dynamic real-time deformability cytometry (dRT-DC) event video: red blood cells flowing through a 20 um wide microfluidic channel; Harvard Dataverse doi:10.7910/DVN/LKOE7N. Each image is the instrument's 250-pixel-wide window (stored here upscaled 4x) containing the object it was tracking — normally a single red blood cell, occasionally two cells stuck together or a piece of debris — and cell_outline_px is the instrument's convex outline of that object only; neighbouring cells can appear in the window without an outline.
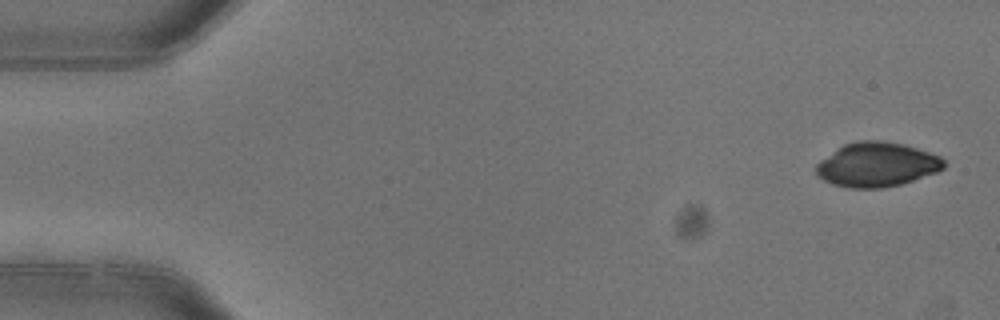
{"species": "common noctule bat (a hibernating species)", "species_latin": "Nyctalus noctula", "temperature_condition": "warm", "stored_images_in_passage": 4, "camera_frame_rate_fps": 3000, "um_per_image_px": 0.085, "animal": {"sex": "female"}, "frame": {"image": 1, "passage_image": 1, "time_ms": 0.0, "image_size_px": [1000, 320], "cell_outline_px": [[944, 168], [936, 172], [900, 184], [880, 188], [848, 188], [832, 184], [816, 176], [816, 164], [820, 160], [836, 148], [844, 144], [860, 140], [880, 140], [904, 144], [940, 156], [944, 160]], "centroid_in_image_um": [74.49, 13.99], "position_along_channel_um": 10.5, "area_um2": 33.0}}